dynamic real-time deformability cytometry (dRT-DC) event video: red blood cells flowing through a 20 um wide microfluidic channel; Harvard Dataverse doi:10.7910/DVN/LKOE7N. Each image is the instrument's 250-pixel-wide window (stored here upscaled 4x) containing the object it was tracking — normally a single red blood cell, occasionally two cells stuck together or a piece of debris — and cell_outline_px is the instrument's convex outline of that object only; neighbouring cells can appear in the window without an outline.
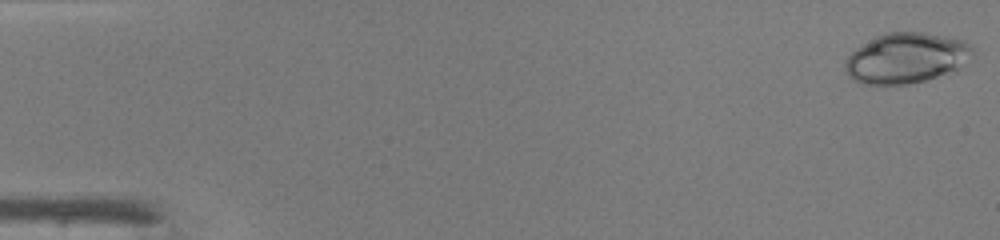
{"species": "common noctule bat (a hibernating species)", "species_latin": "Nyctalus noctula", "temperature_condition": "warm", "stored_images_in_passage": 47, "camera_frame_rate_fps": 3000, "um_per_image_px": 0.085, "animal": {"sex": "male", "body_mass_g": 19.0, "forearm_length_mm": 50.8}, "frame": {"image": 1, "passage_image": 1, "time_ms": 0.0, "image_size_px": [1000, 240], "cell_outline_px": [[972, 52], [956, 72], [908, 84], [864, 84], [852, 80], [848, 76], [844, 68], [844, 64], [848, 56], [856, 48], [876, 36], [884, 32], [924, 32], [964, 40], [972, 44]], "centroid_in_image_um": [77.01, 4.94], "position_along_channel_um": 8.0, "area_um2": 37.51}}
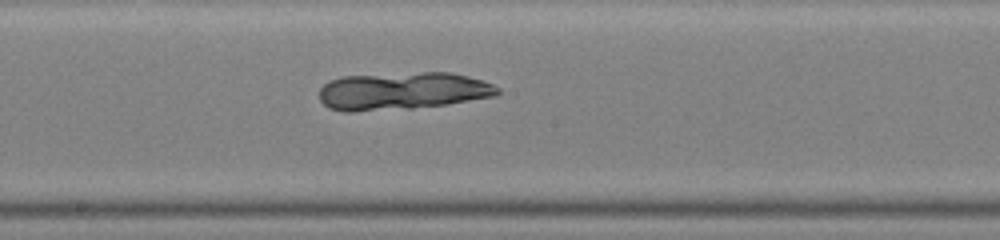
{"frame": {"image": 2, "passage_image": 26, "time_ms": 8.333, "image_size_px": [1000, 240], "cell_outline_px": [[500, 92], [496, 96], [448, 104], [412, 108], [352, 112], [344, 112], [328, 108], [320, 100], [320, 88], [328, 80], [340, 76], [424, 72], [452, 72], [468, 76], [492, 84], [500, 88]], "centroid_in_image_um": [34.19, 7.73], "position_along_channel_um": 214.0, "area_um2": 39.36}}
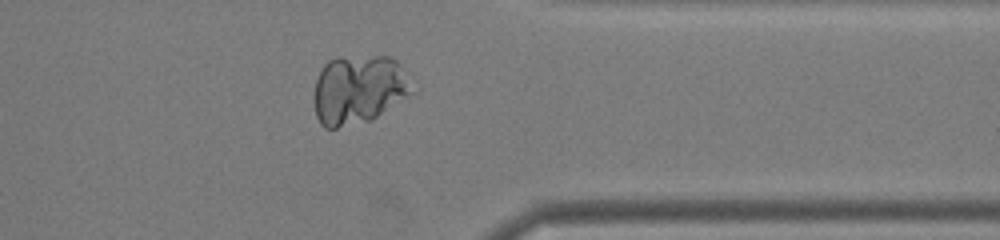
{"frame": {"image": 3, "passage_image": 38, "time_ms": 12.333, "image_size_px": [1000, 240], "cell_outline_px": [[420, 88], [416, 92], [372, 120], [336, 128], [324, 128], [320, 124], [316, 116], [312, 100], [312, 96], [316, 80], [324, 64], [328, 60], [336, 56], [388, 56], [396, 60], [400, 64]], "centroid_in_image_um": [30.54, 7.6], "position_along_channel_um": 380.9, "area_um2": 40.86}}